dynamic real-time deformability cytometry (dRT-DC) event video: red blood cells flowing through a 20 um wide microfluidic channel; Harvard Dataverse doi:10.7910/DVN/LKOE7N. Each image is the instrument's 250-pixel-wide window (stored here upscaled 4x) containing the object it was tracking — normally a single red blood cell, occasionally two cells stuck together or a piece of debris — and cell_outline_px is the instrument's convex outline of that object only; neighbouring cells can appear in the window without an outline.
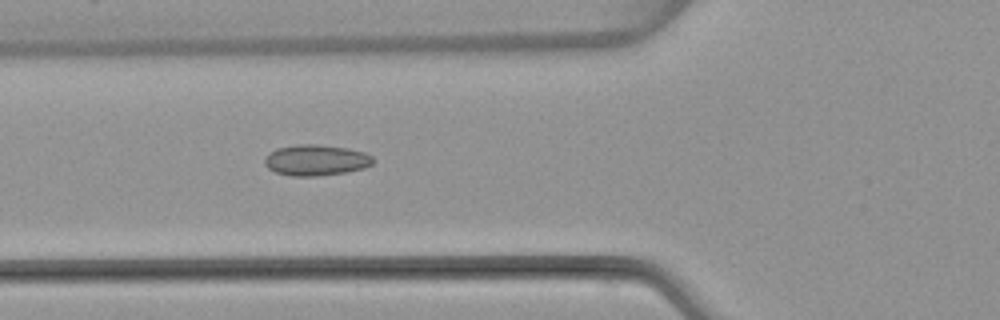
{"species": "common noctule bat (a hibernating species)", "species_latin": "Nyctalus noctula", "temperature_condition": "warm", "stored_images_in_passage": 6, "camera_frame_rate_fps": 3000, "um_per_image_px": 0.085, "animal": {"sex": "female", "body_mass_g": 22.7, "forearm_length_mm": 54.2}, "frame": {"image": 1, "passage_image": 6, "time_ms": 6.0, "image_size_px": [1000, 320], "cell_outline_px": [[372, 164], [364, 168], [348, 172], [316, 176], [292, 176], [276, 172], [268, 168], [264, 164], [264, 160], [268, 152], [276, 148], [296, 144], [316, 144], [348, 148], [364, 152], [372, 156]], "centroid_in_image_um": [26.83, 13.6], "position_along_channel_um": 99.0, "area_um2": 19.65}}